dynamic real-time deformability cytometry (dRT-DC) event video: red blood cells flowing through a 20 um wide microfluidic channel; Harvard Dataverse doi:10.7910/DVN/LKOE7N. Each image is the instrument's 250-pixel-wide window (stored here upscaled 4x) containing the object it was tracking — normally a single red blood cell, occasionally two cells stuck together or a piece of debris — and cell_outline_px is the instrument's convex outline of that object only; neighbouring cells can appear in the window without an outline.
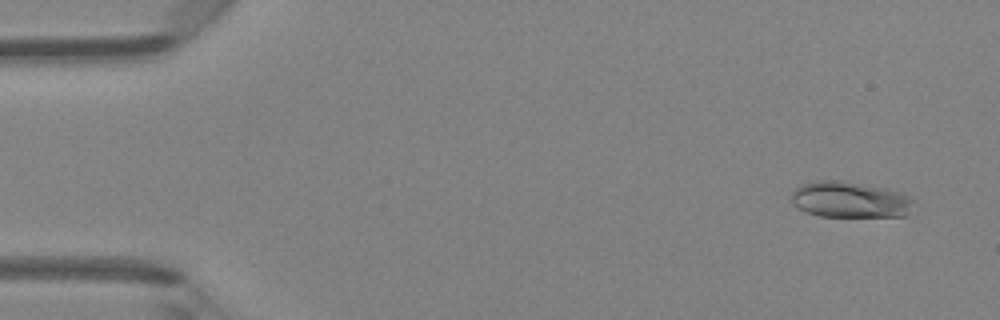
{"species": "Egyptian fruit bat (a non-hibernating species)", "species_latin": "Rousettus aegyptiacus", "temperature_condition": "room temperature", "stored_images_in_passage": 3, "camera_frame_rate_fps": 3000, "um_per_image_px": 0.085, "animal": {"sex": "female"}, "frame": {"image": 1, "passage_image": 1, "time_ms": 0.0, "image_size_px": [1000, 320], "cell_outline_px": [[916, 204], [904, 216], [820, 216], [804, 212], [792, 204], [792, 192], [800, 184], [816, 180], [844, 180], [884, 188], [900, 192], [916, 200]], "centroid_in_image_um": [72.24, 16.96], "position_along_channel_um": 12.8, "area_um2": 25.95}}